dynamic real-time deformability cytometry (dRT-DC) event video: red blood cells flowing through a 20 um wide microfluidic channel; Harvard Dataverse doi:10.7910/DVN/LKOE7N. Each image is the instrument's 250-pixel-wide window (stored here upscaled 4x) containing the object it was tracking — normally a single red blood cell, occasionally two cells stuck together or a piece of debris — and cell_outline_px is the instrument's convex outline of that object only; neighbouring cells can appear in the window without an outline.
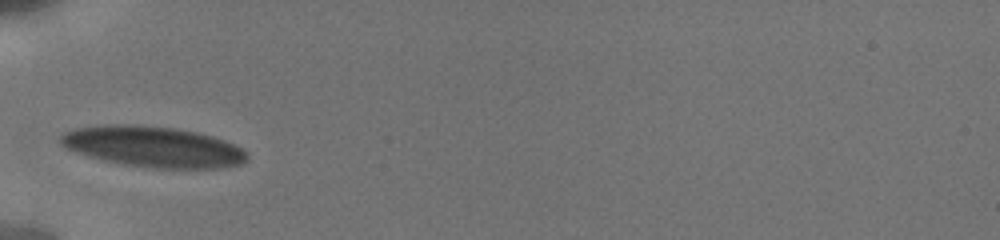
{"species": "human", "species_latin": "Homo sapiens", "temperature_condition": "cold", "stored_images_in_passage": 10, "camera_frame_rate_fps": 3000, "um_per_image_px": 0.085, "donor": {"sex": "male"}, "frame": {"image": 1, "passage_image": 1, "time_ms": 0.0, "image_size_px": [1000, 240], "cell_outline_px": [[248, 160], [244, 164], [224, 168], [152, 168], [124, 164], [104, 160], [88, 156], [76, 152], [60, 144], [60, 136], [64, 132], [72, 128], [100, 124], [136, 124], [180, 128], [212, 136], [224, 140], [240, 148], [248, 156]], "centroid_in_image_um": [12.99, 12.46], "position_along_channel_um": 72.0, "area_um2": 44.68}}
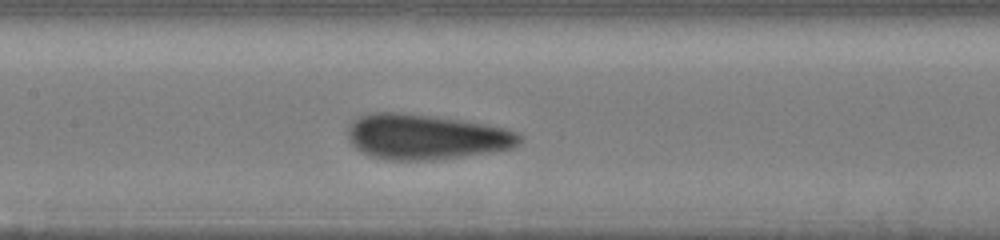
{"frame": {"image": 2, "passage_image": 7, "time_ms": 2.667, "image_size_px": [1000, 240], "cell_outline_px": [[524, 136], [520, 144], [512, 148], [492, 152], [428, 160], [388, 160], [368, 156], [360, 152], [348, 140], [348, 124], [352, 120], [368, 112], [404, 112], [460, 120], [484, 124], [504, 128], [516, 132]], "centroid_in_image_um": [36.16, 11.62], "position_along_channel_um": 171.2, "area_um2": 45.55}}
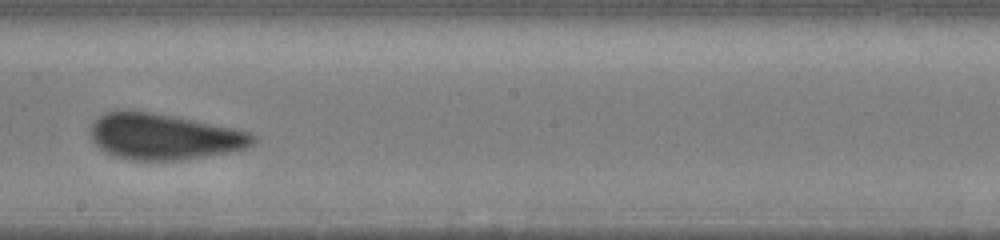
{"frame": {"image": 3, "passage_image": 10, "time_ms": 4.333, "image_size_px": [1000, 240], "cell_outline_px": [[256, 140], [248, 148], [232, 152], [180, 160], [136, 160], [116, 156], [100, 148], [92, 140], [88, 132], [88, 128], [96, 116], [104, 112], [124, 108], [128, 108], [152, 112], [232, 128], [248, 132], [256, 136]], "centroid_in_image_um": [13.86, 11.58], "position_along_channel_um": 234.3, "area_um2": 43.93}}